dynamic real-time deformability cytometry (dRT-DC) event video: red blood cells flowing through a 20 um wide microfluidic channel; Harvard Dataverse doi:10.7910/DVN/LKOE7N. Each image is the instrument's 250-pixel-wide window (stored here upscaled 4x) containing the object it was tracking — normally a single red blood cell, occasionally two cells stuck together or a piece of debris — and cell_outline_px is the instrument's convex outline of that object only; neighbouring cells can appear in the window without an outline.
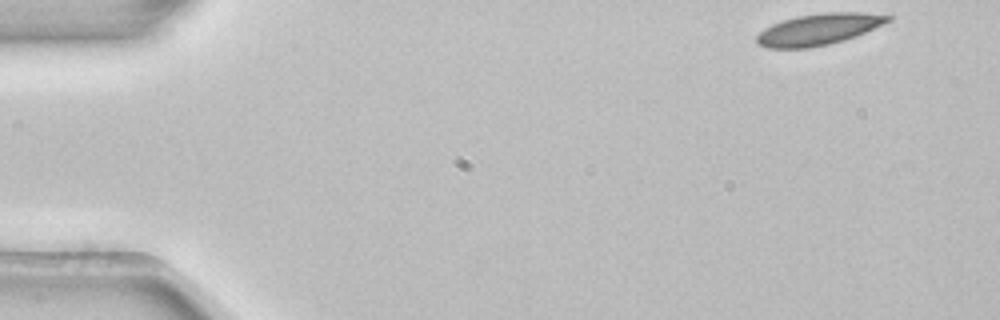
{"species": "common noctule bat (a hibernating species)", "species_latin": "Nyctalus noctula", "temperature_condition": "room temperature", "stored_images_in_passage": 50, "camera_frame_rate_fps": 3000, "um_per_image_px": 0.085, "animal": {"sex": "female", "body_mass_g": 22.7, "forearm_length_mm": 54.2}, "frame": {"image": 1, "passage_image": 1, "time_ms": 0.0, "image_size_px": [1000, 320], "cell_outline_px": [[892, 20], [856, 36], [844, 40], [828, 44], [808, 48], [768, 48], [760, 44], [756, 40], [756, 36], [764, 28], [772, 24], [784, 20], [800, 16], [824, 12], [860, 12], [892, 16]], "centroid_in_image_um": [69.6, 2.49], "position_along_channel_um": 15.4, "area_um2": 23.7}}
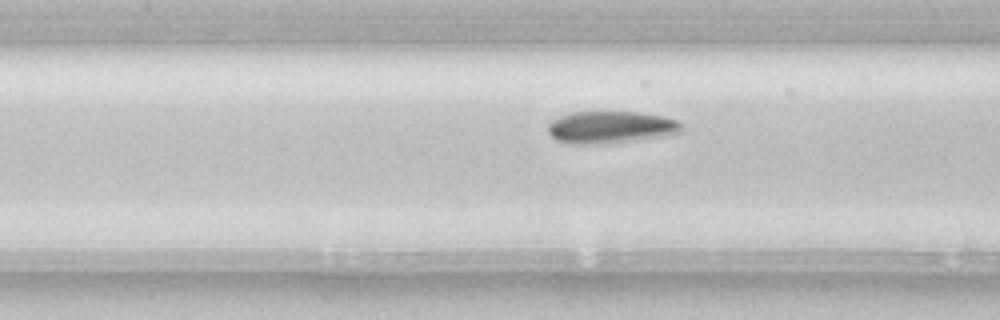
{"frame": {"image": 2, "passage_image": 21, "time_ms": 6.667, "image_size_px": [1000, 320], "cell_outline_px": [[680, 132], [660, 136], [636, 140], [588, 144], [580, 144], [556, 140], [548, 132], [548, 124], [552, 120], [560, 116], [572, 112], [640, 112], [664, 116], [676, 120], [680, 124]], "centroid_in_image_um": [51.87, 10.79], "position_along_channel_um": 155.5, "area_um2": 24.57}}
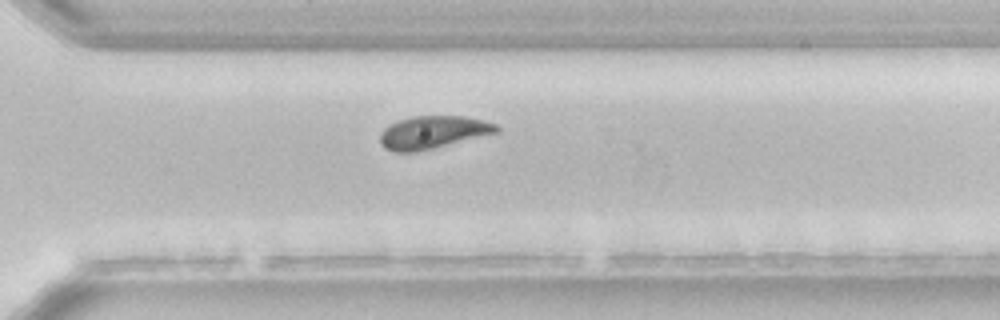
{"frame": {"image": 3, "passage_image": 35, "time_ms": 11.333, "image_size_px": [1000, 320], "cell_outline_px": [[500, 128], [496, 132], [416, 152], [392, 152], [384, 148], [380, 144], [380, 136], [384, 128], [400, 120], [412, 116], [464, 116], [484, 120], [496, 124]], "centroid_in_image_um": [36.76, 11.24], "position_along_channel_um": 333.8, "area_um2": 21.85}, "authors_computed_cell_mechanics": {"area_um2": 23.7847, "velocity_mm_per_s": 3.8284, "shape_relaxation_time_tau1_ms": 5.4356, "shape_relaxation_time_tau2_ms": null, "deformation_change_tau1": 0.1211, "deformation_change_tau2": null}}